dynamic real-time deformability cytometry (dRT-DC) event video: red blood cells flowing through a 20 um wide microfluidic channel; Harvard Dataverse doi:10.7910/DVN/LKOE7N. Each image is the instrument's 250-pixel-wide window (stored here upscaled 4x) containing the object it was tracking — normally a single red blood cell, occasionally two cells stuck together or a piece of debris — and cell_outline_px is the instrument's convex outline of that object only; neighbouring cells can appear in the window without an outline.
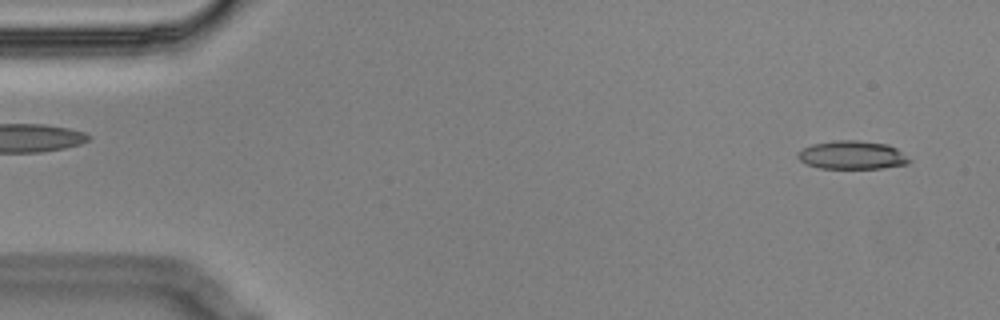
{"species": "Egyptian fruit bat (a non-hibernating species)", "species_latin": "Rousettus aegyptiacus", "temperature_condition": "cold", "stored_images_in_passage": 3, "segment_of_instrument_passage": [2, 2], "camera_frame_rate_fps": 3000, "um_per_image_px": 0.085, "animal": {"sex": "male"}, "frame": {"image": 1, "passage_image": 3, "time_ms": 0.667, "image_size_px": [1000, 320], "cell_outline_px": [[912, 160], [908, 164], [884, 168], [820, 168], [804, 164], [796, 156], [796, 152], [812, 144], [836, 140], [856, 140], [888, 144], [896, 148]], "centroid_in_image_um": [72.42, 13.18], "position_along_channel_um": 12.6, "area_um2": 18.55}}